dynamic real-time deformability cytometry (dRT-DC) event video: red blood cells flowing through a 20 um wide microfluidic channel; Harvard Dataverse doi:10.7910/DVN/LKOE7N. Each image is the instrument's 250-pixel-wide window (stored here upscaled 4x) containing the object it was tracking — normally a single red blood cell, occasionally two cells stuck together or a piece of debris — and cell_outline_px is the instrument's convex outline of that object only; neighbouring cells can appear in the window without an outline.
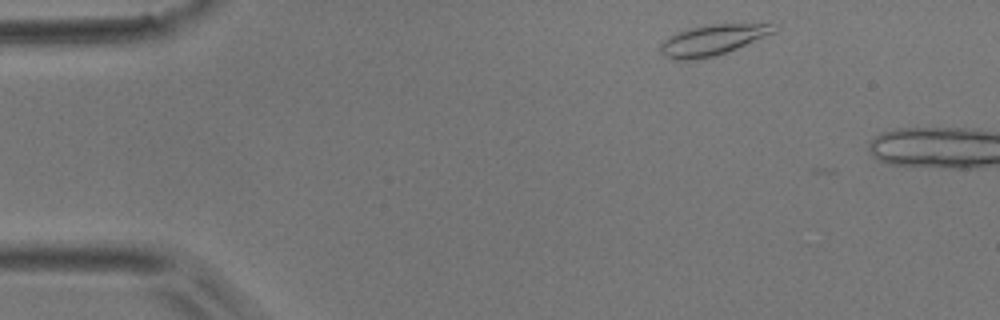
{"species": "common noctule bat (a hibernating species)", "species_latin": "Nyctalus noctula", "temperature_condition": "room temperature", "stored_images_in_passage": 5, "camera_frame_rate_fps": 3000, "um_per_image_px": 0.085, "animal": {"sex": "male", "body_mass_g": 17.9}, "frame": {"image": 1, "passage_image": 2, "time_ms": 0.333, "image_size_px": [1000, 320], "cell_outline_px": [[780, 24], [776, 32], [716, 56], [696, 60], [672, 60], [664, 56], [660, 52], [660, 44], [668, 36], [688, 28], [712, 24]], "centroid_in_image_um": [60.55, 3.41], "position_along_channel_um": 24.5, "area_um2": 20.35}}